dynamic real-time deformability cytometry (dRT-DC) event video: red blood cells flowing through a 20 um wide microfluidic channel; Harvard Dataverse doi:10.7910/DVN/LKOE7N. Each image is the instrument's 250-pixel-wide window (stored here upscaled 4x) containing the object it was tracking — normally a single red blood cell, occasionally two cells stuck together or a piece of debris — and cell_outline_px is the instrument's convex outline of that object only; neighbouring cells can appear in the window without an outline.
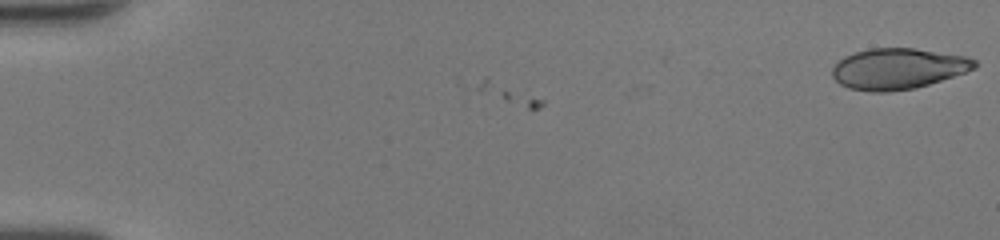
{"species": "human", "species_latin": "Homo sapiens", "temperature_condition": "room temperature", "stored_images_in_passage": 3, "camera_frame_rate_fps": 3000, "um_per_image_px": 0.085, "donor": {"sex": "female"}, "frame": {"image": 1, "passage_image": 1, "time_ms": 0.0, "image_size_px": [1000, 240], "cell_outline_px": [[976, 68], [916, 88], [888, 92], [868, 92], [848, 88], [840, 84], [832, 76], [832, 68], [844, 56], [856, 52], [872, 48], [912, 48], [964, 56], [976, 60]], "centroid_in_image_um": [76.29, 5.85], "position_along_channel_um": 8.7, "area_um2": 33.64}}